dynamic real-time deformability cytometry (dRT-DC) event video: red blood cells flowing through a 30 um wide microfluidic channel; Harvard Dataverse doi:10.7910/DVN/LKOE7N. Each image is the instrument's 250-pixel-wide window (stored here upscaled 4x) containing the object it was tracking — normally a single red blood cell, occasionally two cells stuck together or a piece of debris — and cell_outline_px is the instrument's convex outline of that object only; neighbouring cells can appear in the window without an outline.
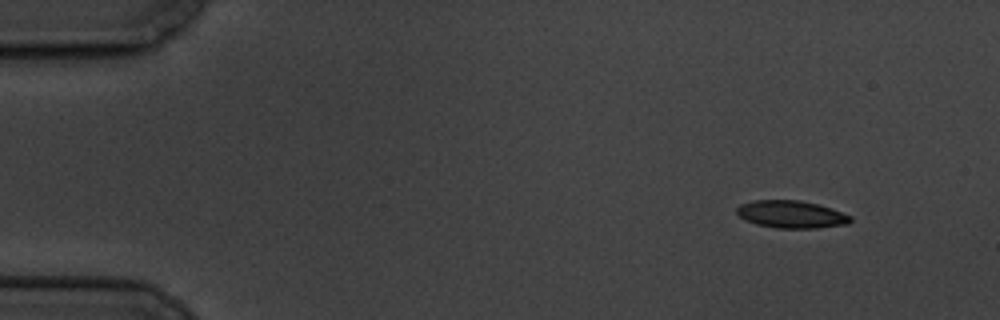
{"species": "common noctule bat (a hibernating species)", "species_latin": "Nyctalus noctula", "temperature_condition": "cold", "stored_images_in_passage": 4, "camera_frame_rate_fps": 3000, "um_per_image_px": 0.085, "animal": {"sex": "male", "body_mass_g": 19.5, "forearm_length_mm": 54.6}, "frame": {"image": 1, "passage_image": 1, "time_ms": 0.0, "image_size_px": [1000, 320], "cell_outline_px": [[852, 220], [848, 224], [816, 228], [776, 228], [756, 224], [744, 220], [736, 212], [736, 208], [740, 204], [752, 200], [800, 200], [832, 208], [852, 216]], "centroid_in_image_um": [67.25, 18.22], "position_along_channel_um": 17.8, "area_um2": 18.32}}
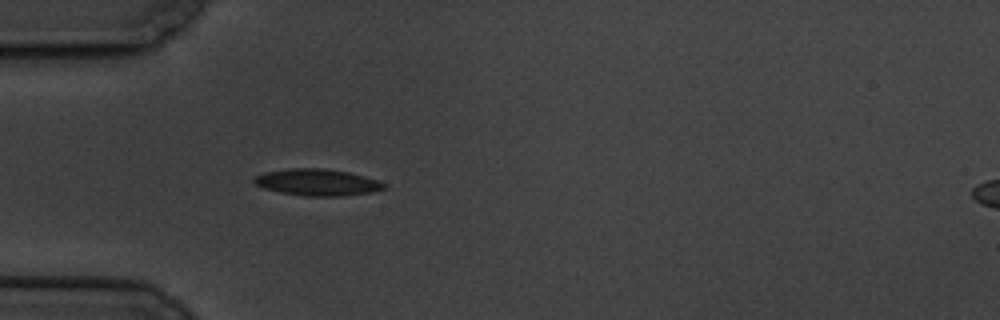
{"frame": {"image": 2, "passage_image": 4, "time_ms": 4.0, "image_size_px": [1000, 320], "cell_outline_px": [[388, 188], [372, 192], [344, 196], [304, 196], [280, 192], [264, 188], [256, 184], [252, 180], [252, 176], [264, 172], [288, 168], [324, 168], [348, 172], [364, 176], [376, 180], [384, 184]], "centroid_in_image_um": [26.94, 15.49], "position_along_channel_um": 58.1, "area_um2": 20.29}}